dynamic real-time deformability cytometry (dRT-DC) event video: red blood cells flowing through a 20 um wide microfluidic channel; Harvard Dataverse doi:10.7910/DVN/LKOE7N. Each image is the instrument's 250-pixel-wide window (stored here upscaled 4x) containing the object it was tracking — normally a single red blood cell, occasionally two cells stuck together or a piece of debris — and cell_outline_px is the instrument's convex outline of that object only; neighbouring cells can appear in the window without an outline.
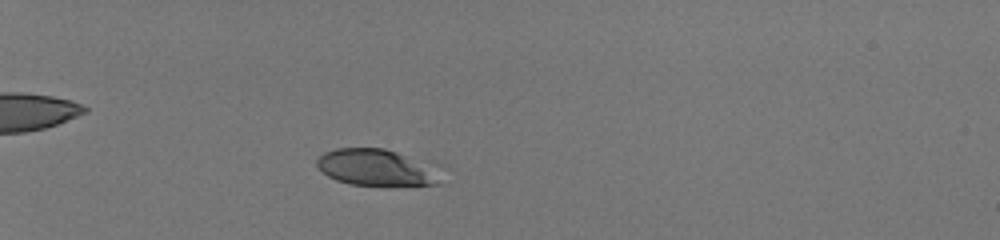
{"species": "human", "species_latin": "Homo sapiens", "temperature_condition": "room temperature", "stored_images_in_passage": 50, "camera_frame_rate_fps": 3000, "um_per_image_px": 0.085, "donor": {"sex": "male"}, "frame": {"image": 1, "passage_image": 14, "time_ms": 4.333, "image_size_px": [1000, 240], "cell_outline_px": [[448, 168], [440, 184], [352, 184], [336, 180], [328, 176], [316, 164], [316, 160], [324, 152], [336, 148], [384, 148], [436, 160], [448, 164]], "centroid_in_image_um": [32.33, 14.19], "position_along_channel_um": 52.7, "area_um2": 27.98}}
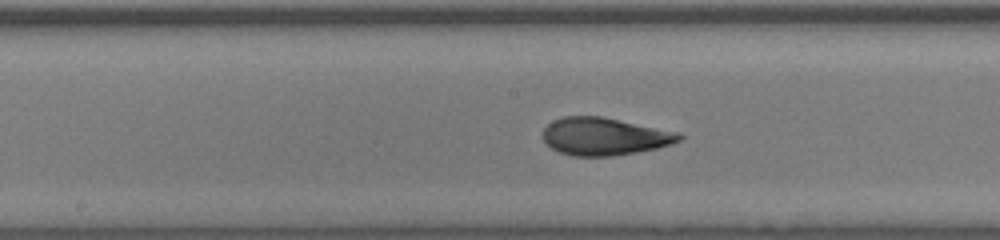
{"frame": {"image": 2, "passage_image": 29, "time_ms": 9.333, "image_size_px": [1000, 240], "cell_outline_px": [[684, 136], [680, 140], [672, 144], [656, 148], [636, 152], [612, 156], [572, 156], [560, 152], [552, 148], [540, 136], [544, 128], [552, 120], [564, 116], [604, 116], [680, 132]], "centroid_in_image_um": [51.38, 11.58], "position_along_channel_um": 196.8, "area_um2": 30.17}}
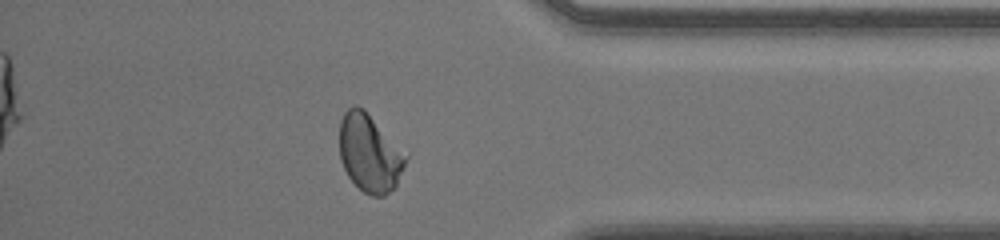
{"frame": {"image": 3, "passage_image": 45, "time_ms": 14.667, "image_size_px": [1000, 240], "cell_outline_px": [[408, 156], [396, 184], [384, 196], [372, 196], [364, 192], [348, 176], [340, 160], [340, 120], [344, 112], [348, 108], [356, 104], [364, 108]], "centroid_in_image_um": [31.39, 12.98], "position_along_channel_um": 403.8, "area_um2": 29.65}, "authors_computed_cell_mechanics": {"area_um2": 29.7092, "velocity_mm_per_s": 4.0492, "shape_relaxation_time_tau1_ms": 6.2343, "shape_relaxation_time_tau2_ms": null, "deformation_change_tau1": 0.1976, "deformation_change_tau2": null}}